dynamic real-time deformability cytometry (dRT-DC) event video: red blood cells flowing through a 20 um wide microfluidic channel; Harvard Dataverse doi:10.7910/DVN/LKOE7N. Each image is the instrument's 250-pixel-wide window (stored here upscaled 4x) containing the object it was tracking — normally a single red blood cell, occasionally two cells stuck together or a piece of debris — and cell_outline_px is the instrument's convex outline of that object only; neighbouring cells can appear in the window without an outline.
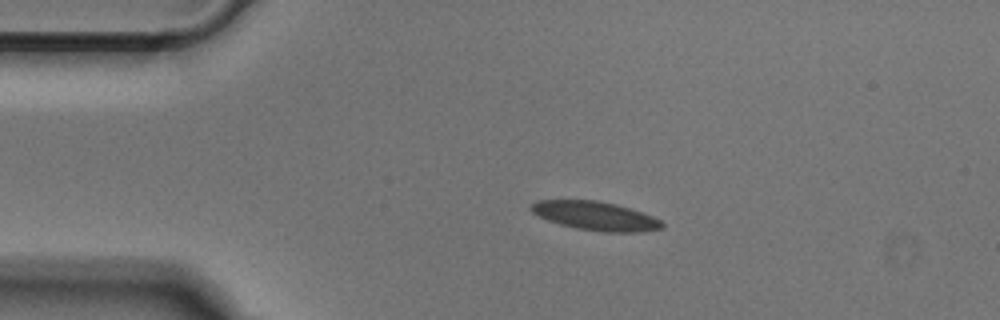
{"species": "Egyptian fruit bat (a non-hibernating species)", "species_latin": "Rousettus aegyptiacus", "temperature_condition": "cold", "stored_images_in_passage": 42, "camera_frame_rate_fps": 3000, "um_per_image_px": 0.085, "animal": {"sex": "male"}, "frame": {"image": 1, "passage_image": 1, "time_ms": 0.0, "image_size_px": [1000, 320], "cell_outline_px": [[664, 228], [640, 232], [604, 232], [576, 228], [560, 224], [548, 220], [532, 212], [528, 208], [536, 200], [596, 200], [616, 204], [652, 216], [660, 220], [664, 224]], "centroid_in_image_um": [50.6, 18.35], "position_along_channel_um": 34.4, "area_um2": 21.85}}
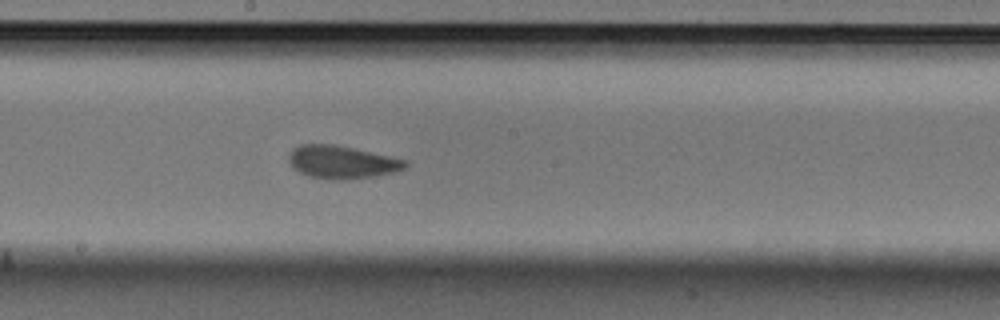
{"frame": {"image": 2, "passage_image": 18, "time_ms": 5.667, "image_size_px": [1000, 320], "cell_outline_px": [[408, 168], [392, 172], [372, 176], [348, 180], [336, 180], [308, 176], [292, 168], [288, 160], [288, 152], [292, 148], [300, 144], [336, 144], [408, 160]], "centroid_in_image_um": [29.03, 13.77], "position_along_channel_um": 219.2, "area_um2": 22.6}}
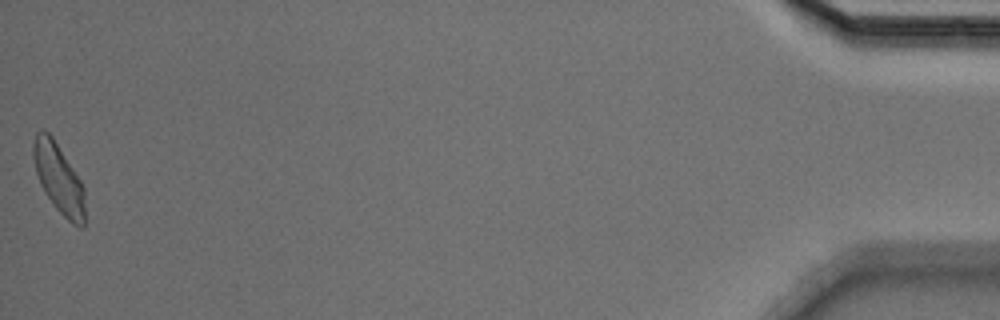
{"frame": {"image": 3, "passage_image": 42, "time_ms": 13.667, "image_size_px": [1000, 320], "cell_outline_px": [[84, 228], [80, 228], [72, 224], [52, 204], [44, 192], [40, 184], [36, 172], [32, 156], [32, 144], [36, 132], [40, 128], [44, 128], [52, 136], [80, 180], [84, 188]], "centroid_in_image_um": [4.96, 15.15], "position_along_channel_um": 430.2, "area_um2": 20.98}}